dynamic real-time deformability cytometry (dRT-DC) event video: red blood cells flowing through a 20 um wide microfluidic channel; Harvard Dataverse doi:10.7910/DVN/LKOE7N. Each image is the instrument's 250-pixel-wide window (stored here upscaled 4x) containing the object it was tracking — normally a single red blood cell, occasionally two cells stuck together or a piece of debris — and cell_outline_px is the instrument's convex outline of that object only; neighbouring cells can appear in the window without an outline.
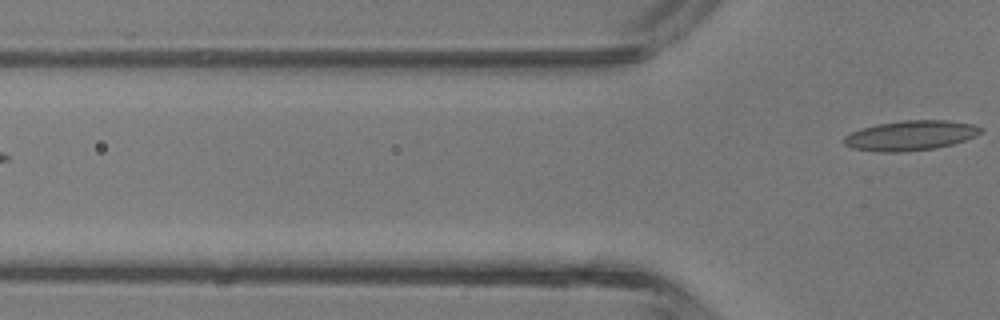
{"species": "common noctule bat (a hibernating species)", "species_latin": "Nyctalus noctula", "temperature_condition": "room temperature", "stored_images_in_passage": 5, "segment_of_instrument_passage": [2, 2], "camera_frame_rate_fps": 3000, "um_per_image_px": 0.085, "animal": {"sex": "male", "body_mass_g": 13.3}, "frame": {"image": 1, "passage_image": 5, "time_ms": 5.333, "image_size_px": [1000, 320], "cell_outline_px": [[984, 132], [976, 136], [952, 144], [936, 148], [900, 152], [876, 152], [852, 148], [844, 144], [844, 136], [860, 128], [876, 124], [904, 120], [948, 120], [972, 124], [984, 128]], "centroid_in_image_um": [77.41, 11.51], "position_along_channel_um": 48.4, "area_um2": 23.99}}